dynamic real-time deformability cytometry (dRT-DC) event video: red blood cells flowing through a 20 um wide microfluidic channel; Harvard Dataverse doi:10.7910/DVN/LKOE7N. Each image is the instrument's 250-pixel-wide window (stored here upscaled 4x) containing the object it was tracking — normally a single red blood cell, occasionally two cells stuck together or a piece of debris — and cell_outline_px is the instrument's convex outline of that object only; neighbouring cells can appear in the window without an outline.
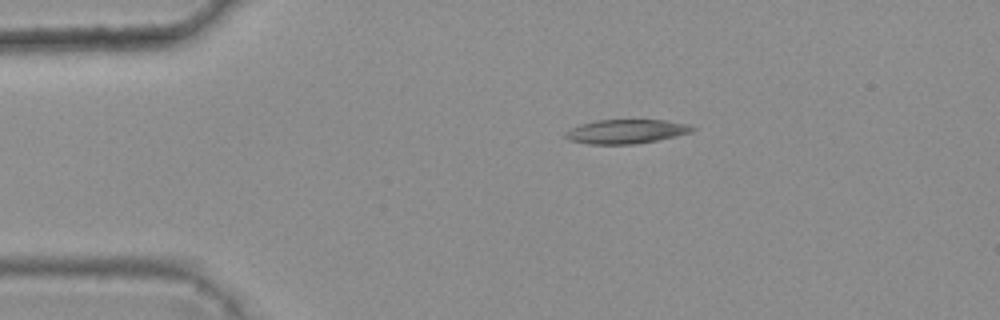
{"species": "common noctule bat (a hibernating species)", "species_latin": "Nyctalus noctula", "temperature_condition": "warm", "stored_images_in_passage": 4, "camera_frame_rate_fps": 3000, "um_per_image_px": 0.085, "animal": {"sex": "female", "body_mass_g": 25.1}, "frame": {"image": 1, "passage_image": 4, "time_ms": 1.0, "image_size_px": [1000, 320], "cell_outline_px": [[696, 128], [692, 132], [676, 136], [636, 144], [588, 144], [568, 140], [564, 136], [564, 132], [580, 124], [596, 120], [664, 120], [688, 124]], "centroid_in_image_um": [53.2, 11.18], "position_along_channel_um": 31.8, "area_um2": 17.86}}